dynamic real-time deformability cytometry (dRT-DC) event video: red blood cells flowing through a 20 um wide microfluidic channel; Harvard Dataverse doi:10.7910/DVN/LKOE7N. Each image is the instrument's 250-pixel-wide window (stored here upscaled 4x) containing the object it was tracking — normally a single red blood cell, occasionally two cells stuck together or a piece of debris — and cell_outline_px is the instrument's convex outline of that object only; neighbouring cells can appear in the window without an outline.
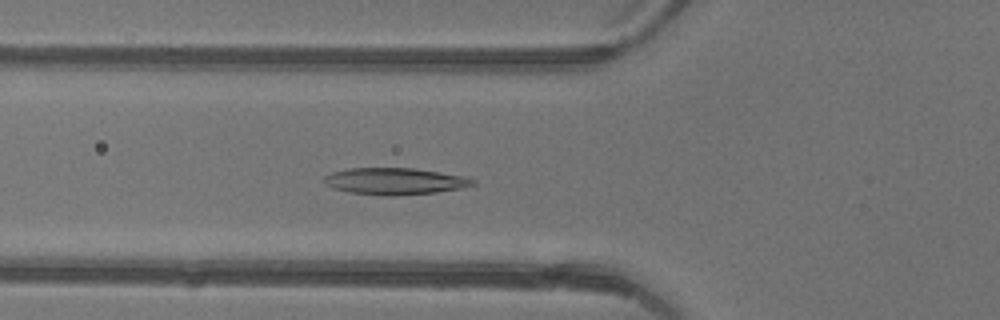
{"species": "common noctule bat (a hibernating species)", "species_latin": "Nyctalus noctula", "temperature_condition": "warm", "stored_images_in_passage": 46, "camera_frame_rate_fps": 3000, "um_per_image_px": 0.085, "animal": {"sex": "female"}, "frame": {"image": 1, "passage_image": 17, "time_ms": 5.333, "image_size_px": [1000, 320], "cell_outline_px": [[476, 184], [460, 188], [436, 192], [396, 196], [388, 196], [352, 192], [332, 188], [324, 180], [324, 176], [332, 172], [348, 168], [412, 168], [460, 176], [476, 180]], "centroid_in_image_um": [33.54, 15.4], "position_along_channel_um": 92.3, "area_um2": 22.77}}
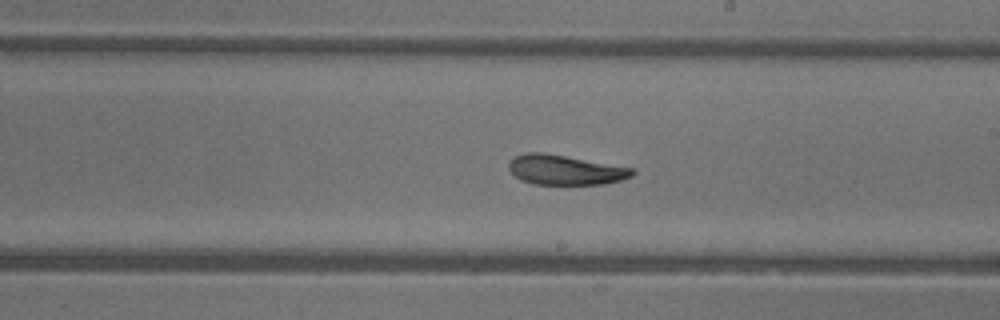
{"frame": {"image": 2, "passage_image": 27, "time_ms": 8.667, "image_size_px": [1000, 320], "cell_outline_px": [[636, 172], [632, 176], [620, 180], [604, 184], [532, 184], [520, 180], [508, 168], [508, 164], [516, 156], [524, 152], [544, 152], [632, 168]], "centroid_in_image_um": [48.02, 14.44], "position_along_channel_um": 241.0, "area_um2": 21.33}}
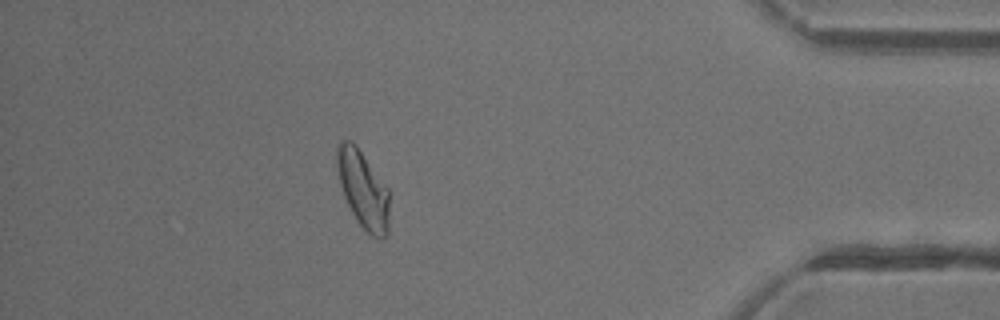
{"frame": {"image": 3, "passage_image": 41, "time_ms": 13.333, "image_size_px": [1000, 320], "cell_outline_px": [[388, 236], [384, 240], [380, 240], [372, 236], [356, 220], [344, 196], [340, 184], [336, 164], [336, 148], [340, 140], [352, 140], [356, 144], [388, 188]], "centroid_in_image_um": [30.85, 16.09], "position_along_channel_um": 404.3, "area_um2": 23.7}, "authors_computed_cell_mechanics": {"area_um2": 23.2067, "velocity_mm_per_s": 4.4492, "shape_relaxation_time_tau1_ms": 6.3101, "shape_relaxation_time_tau2_ms": 2.2975, "deformation_change_tau1": 0.1933, "deformation_change_tau2": 0.0985}}